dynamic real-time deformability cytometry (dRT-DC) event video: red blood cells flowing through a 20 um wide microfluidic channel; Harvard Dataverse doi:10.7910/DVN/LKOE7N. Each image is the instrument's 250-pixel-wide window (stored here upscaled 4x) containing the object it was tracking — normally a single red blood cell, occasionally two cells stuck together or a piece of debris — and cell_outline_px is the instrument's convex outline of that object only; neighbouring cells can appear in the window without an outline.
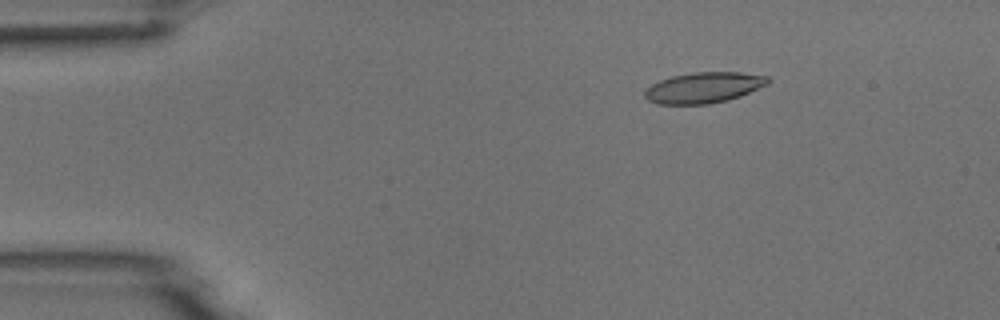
{"species": "common noctule bat (a hibernating species)", "species_latin": "Nyctalus noctula", "temperature_condition": "room temperature", "stored_images_in_passage": 4, "camera_frame_rate_fps": 3000, "um_per_image_px": 0.085, "animal": {"sex": "male", "body_mass_g": 18.8}, "frame": {"image": 1, "passage_image": 2, "time_ms": 1.333, "image_size_px": [1000, 320], "cell_outline_px": [[772, 80], [768, 84], [740, 96], [728, 100], [708, 104], [656, 104], [648, 100], [644, 96], [644, 92], [652, 84], [660, 80], [672, 76], [692, 72], [740, 72], [768, 76]], "centroid_in_image_um": [59.83, 7.44], "position_along_channel_um": 25.2, "area_um2": 22.14}}